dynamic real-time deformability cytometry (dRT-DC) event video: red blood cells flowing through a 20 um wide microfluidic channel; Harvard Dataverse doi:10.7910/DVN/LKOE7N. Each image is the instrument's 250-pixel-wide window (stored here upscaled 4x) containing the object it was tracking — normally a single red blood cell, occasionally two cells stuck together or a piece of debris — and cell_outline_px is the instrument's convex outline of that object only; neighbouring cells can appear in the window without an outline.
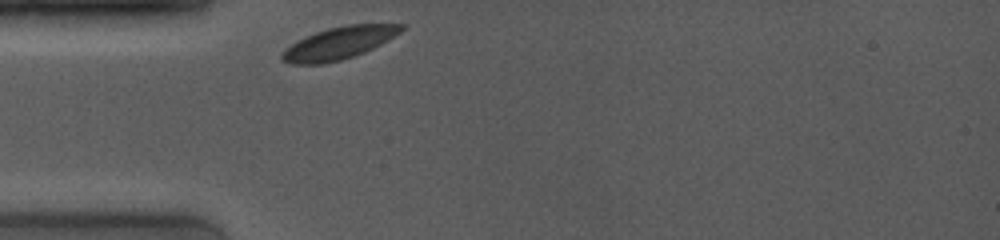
{"species": "common noctule bat (a hibernating species)", "species_latin": "Nyctalus noctula", "temperature_condition": "room temperature", "stored_images_in_passage": 32, "camera_frame_rate_fps": 4000, "um_per_image_px": 0.085, "animal": {"sex": "female", "body_mass_g": 19.0, "forearm_length_mm": 53.3}, "frame": {"image": 1, "passage_image": 1, "time_ms": 0.0, "image_size_px": [1000, 240], "cell_outline_px": [[404, 28], [400, 32], [380, 44], [364, 52], [340, 60], [320, 64], [288, 64], [280, 60], [280, 56], [292, 44], [304, 36], [328, 28], [348, 24], [404, 24]], "centroid_in_image_um": [28.78, 3.66], "position_along_channel_um": 56.2, "area_um2": 22.14}}
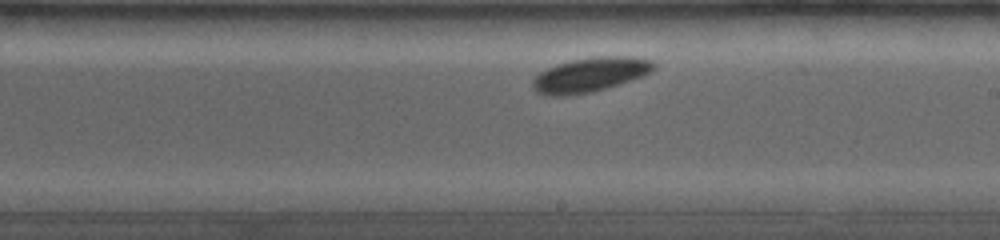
{"frame": {"image": 2, "passage_image": 21, "time_ms": 5.0, "image_size_px": [1000, 240], "cell_outline_px": [[656, 68], [652, 72], [604, 88], [588, 92], [568, 96], [548, 96], [536, 92], [532, 88], [532, 80], [540, 72], [556, 64], [572, 60], [596, 56], [632, 56], [652, 60], [656, 64]], "centroid_in_image_um": [50.13, 6.34], "position_along_channel_um": 238.9, "area_um2": 24.16}}
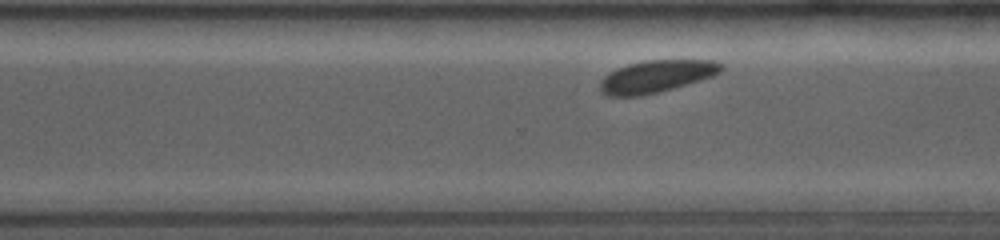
{"frame": {"image": 3, "passage_image": 29, "time_ms": 7.0, "image_size_px": [1000, 240], "cell_outline_px": [[724, 68], [720, 72], [712, 76], [700, 80], [660, 92], [640, 96], [608, 96], [600, 92], [600, 80], [604, 76], [616, 68], [628, 64], [644, 60], [712, 60], [724, 64]], "centroid_in_image_um": [55.77, 6.49], "position_along_channel_um": 314.8, "area_um2": 22.89}}